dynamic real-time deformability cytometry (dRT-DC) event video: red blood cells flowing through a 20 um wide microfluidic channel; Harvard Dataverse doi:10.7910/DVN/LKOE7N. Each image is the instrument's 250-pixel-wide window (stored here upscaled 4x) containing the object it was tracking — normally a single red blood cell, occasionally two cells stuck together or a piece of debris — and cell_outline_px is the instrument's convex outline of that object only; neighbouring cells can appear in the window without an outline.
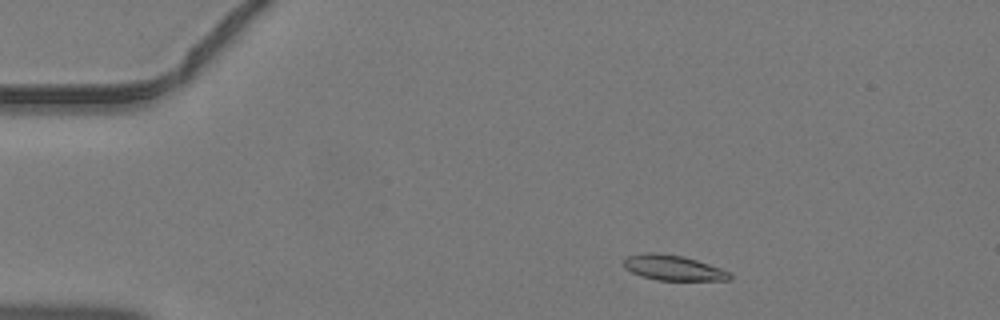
{"species": "common noctule bat (a hibernating species)", "species_latin": "Nyctalus noctula", "temperature_condition": "warm", "stored_images_in_passage": 38, "camera_frame_rate_fps": 3000, "um_per_image_px": 0.085, "animal": {"sex": "male", "body_mass_g": 19.2, "forearm_length_mm": 51.8}, "frame": {"image": 1, "passage_image": 1, "time_ms": 0.0, "image_size_px": [1000, 320], "cell_outline_px": [[732, 280], [656, 280], [640, 276], [624, 268], [624, 260], [628, 256], [648, 252], [656, 252], [684, 256], [720, 268], [728, 272], [732, 276]], "centroid_in_image_um": [57.2, 22.76], "position_along_channel_um": 27.8, "area_um2": 15.55}}
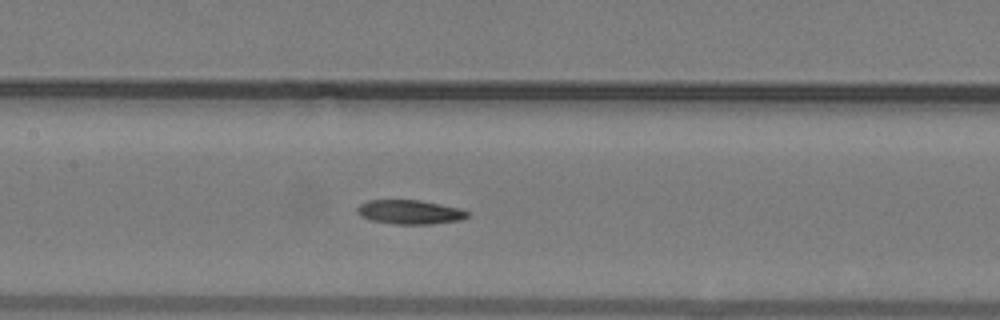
{"frame": {"image": 2, "passage_image": 15, "time_ms": 4.667, "image_size_px": [1000, 320], "cell_outline_px": [[468, 216], [460, 220], [432, 224], [396, 224], [368, 220], [360, 216], [356, 212], [356, 208], [360, 204], [368, 200], [420, 200], [460, 208], [468, 212]], "centroid_in_image_um": [34.79, 18.02], "position_along_channel_um": 172.6, "area_um2": 15.61}}
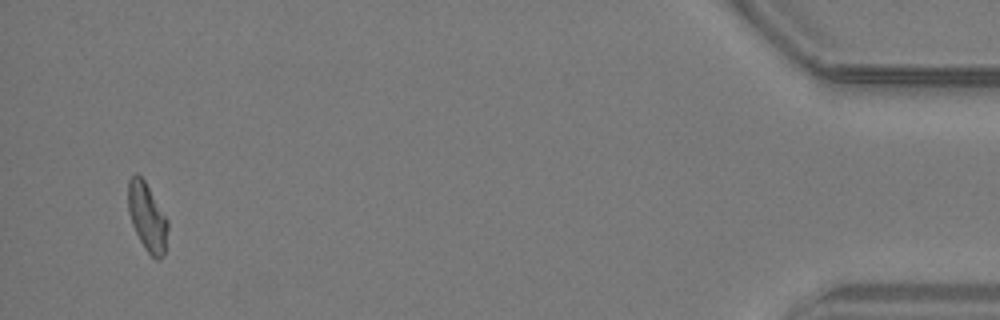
{"frame": {"image": 3, "passage_image": 37, "time_ms": 12.0, "image_size_px": [1000, 320], "cell_outline_px": [[168, 228], [164, 256], [160, 260], [156, 260], [144, 248], [132, 224], [128, 212], [128, 180], [136, 172], [144, 180], [168, 220]], "centroid_in_image_um": [12.51, 18.47], "position_along_channel_um": 422.7, "area_um2": 15.72}}